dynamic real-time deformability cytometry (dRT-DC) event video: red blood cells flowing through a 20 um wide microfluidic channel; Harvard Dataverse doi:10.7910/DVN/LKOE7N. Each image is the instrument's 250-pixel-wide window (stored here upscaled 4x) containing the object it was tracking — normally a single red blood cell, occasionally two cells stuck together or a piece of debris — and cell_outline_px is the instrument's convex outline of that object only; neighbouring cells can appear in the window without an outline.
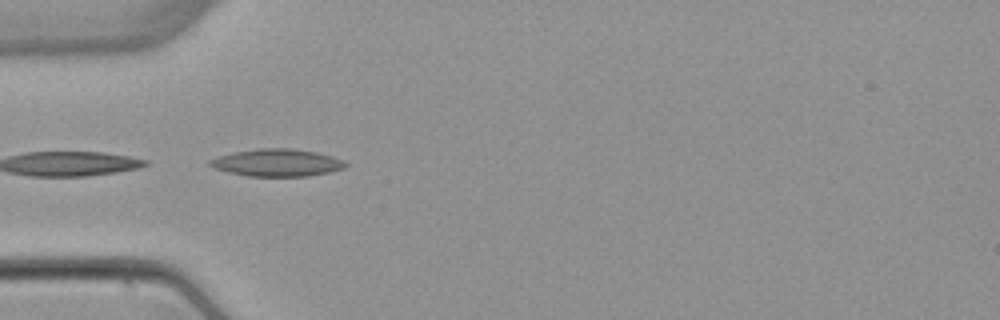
{"species": "common noctule bat (a hibernating species)", "species_latin": "Nyctalus noctula", "temperature_condition": "warm", "stored_images_in_passage": 6, "camera_frame_rate_fps": 3000, "um_per_image_px": 0.085, "animal": {"sex": "female", "body_mass_g": 22.7, "forearm_length_mm": 54.2}, "frame": {"image": 1, "passage_image": 4, "time_ms": 4.667, "image_size_px": [1000, 320], "cell_outline_px": [[348, 164], [344, 168], [328, 172], [308, 176], [248, 176], [228, 172], [212, 168], [208, 164], [208, 160], [216, 156], [232, 152], [256, 148], [292, 148], [316, 152], [332, 156], [344, 160]], "centroid_in_image_um": [23.5, 13.82], "position_along_channel_um": 61.5, "area_um2": 21.85}}
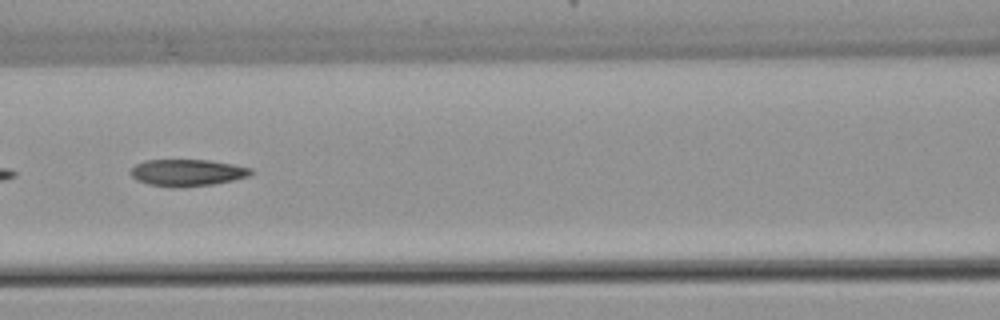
{"frame": {"image": 2, "passage_image": 6, "time_ms": 7.0, "image_size_px": [1000, 320], "cell_outline_px": [[256, 172], [248, 176], [232, 180], [212, 184], [180, 188], [172, 188], [148, 184], [136, 180], [128, 172], [136, 164], [144, 160], [208, 160], [232, 164], [252, 168]], "centroid_in_image_um": [15.9, 14.68], "position_along_channel_um": 150.7, "area_um2": 18.96}}